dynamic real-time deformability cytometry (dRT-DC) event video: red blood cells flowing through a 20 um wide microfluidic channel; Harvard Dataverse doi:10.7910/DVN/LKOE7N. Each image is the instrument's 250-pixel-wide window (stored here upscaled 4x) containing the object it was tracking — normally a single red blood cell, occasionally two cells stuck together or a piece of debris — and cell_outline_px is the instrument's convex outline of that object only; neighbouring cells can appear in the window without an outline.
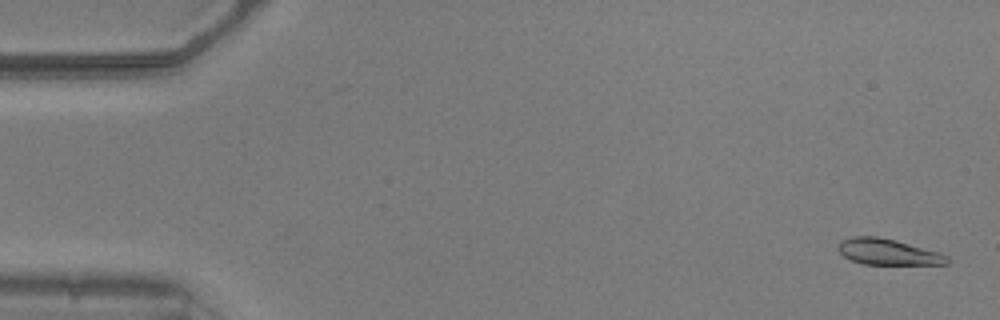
{"species": "common noctule bat (a hibernating species)", "species_latin": "Nyctalus noctula", "temperature_condition": "warm", "stored_images_in_passage": 53, "camera_frame_rate_fps": 3000, "um_per_image_px": 0.085, "animal": {"sex": "male", "body_mass_g": 20.5, "forearm_length_mm": 52.5}, "frame": {"image": 1, "passage_image": 2, "time_ms": 0.333, "image_size_px": [1000, 320], "cell_outline_px": [[952, 260], [948, 264], [864, 264], [852, 260], [844, 256], [836, 248], [840, 240], [852, 236], [876, 236], [896, 240], [940, 252], [948, 256]], "centroid_in_image_um": [75.49, 21.4], "position_along_channel_um": 9.5, "area_um2": 16.65}}
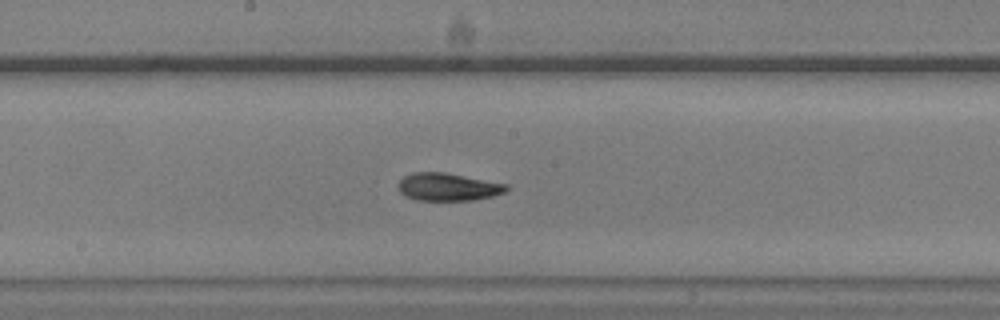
{"frame": {"image": 2, "passage_image": 28, "time_ms": 9.0, "image_size_px": [1000, 320], "cell_outline_px": [[508, 188], [504, 192], [492, 196], [472, 200], [416, 200], [404, 196], [396, 188], [400, 180], [404, 176], [412, 172], [444, 172], [508, 184]], "centroid_in_image_um": [38.03, 15.88], "position_along_channel_um": 210.2, "area_um2": 17.51}}
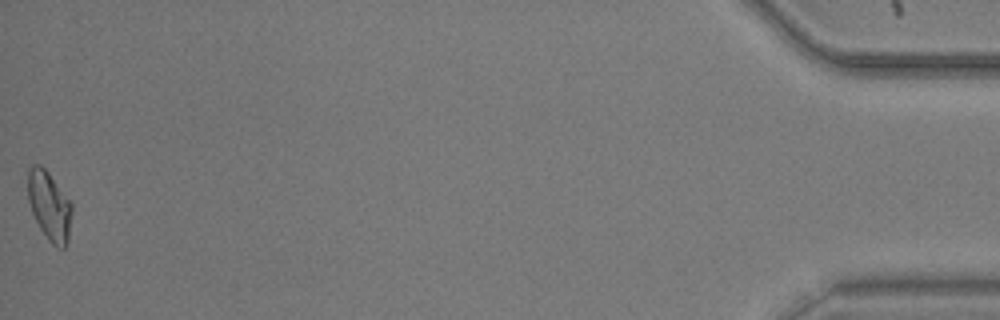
{"frame": {"image": 3, "passage_image": 53, "time_ms": 17.333, "image_size_px": [1000, 320], "cell_outline_px": [[72, 212], [68, 240], [64, 248], [56, 248], [48, 240], [40, 228], [32, 212], [28, 200], [28, 168], [32, 164], [40, 164], [48, 172], [72, 204]], "centroid_in_image_um": [4.19, 17.5], "position_along_channel_um": 431.0, "area_um2": 17.63}, "authors_computed_cell_mechanics": {"area_um2": 17.2822, "velocity_mm_per_s": 3.8451, "shape_relaxation_time_tau1_ms": 7.5962, "shape_relaxation_time_tau2_ms": 3.113, "deformation_change_tau1": 0.2015, "deformation_change_tau2": 0.0817}}